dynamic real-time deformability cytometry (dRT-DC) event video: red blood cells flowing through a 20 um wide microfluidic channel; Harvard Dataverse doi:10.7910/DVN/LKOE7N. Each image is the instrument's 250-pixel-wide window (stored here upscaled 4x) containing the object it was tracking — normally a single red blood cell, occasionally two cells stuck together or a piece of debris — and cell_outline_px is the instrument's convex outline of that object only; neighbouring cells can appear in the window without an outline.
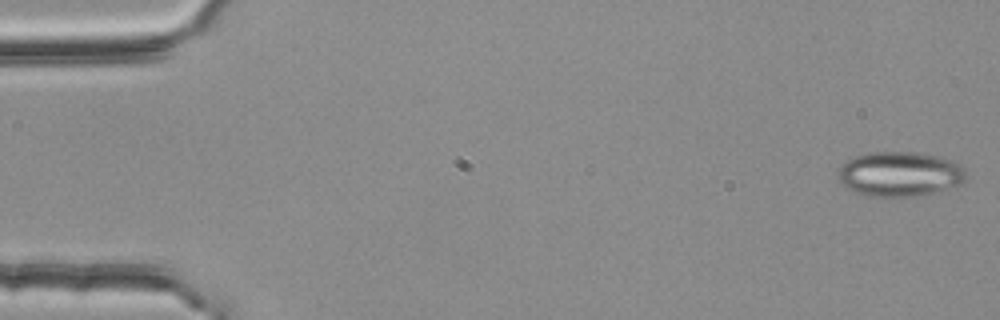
{"species": "common noctule bat (a hibernating species)", "species_latin": "Nyctalus noctula", "temperature_condition": "room temperature", "stored_images_in_passage": 54, "camera_frame_rate_fps": 3000, "um_per_image_px": 0.085, "animal": {"sex": "female", "body_mass_g": 25.1}, "frame": {"image": 1, "passage_image": 1, "time_ms": 0.0, "image_size_px": [1000, 320], "cell_outline_px": [[964, 180], [960, 184], [924, 196], [868, 196], [856, 192], [840, 184], [836, 176], [836, 172], [840, 164], [856, 156], [872, 152], [916, 152], [940, 156], [952, 160], [964, 168]], "centroid_in_image_um": [76.44, 14.79], "position_along_channel_um": 8.6, "area_um2": 33.64}}
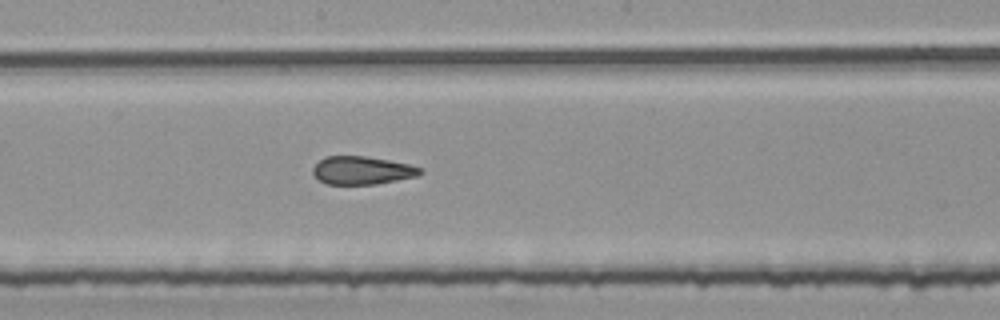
{"frame": {"image": 2, "passage_image": 29, "time_ms": 9.333, "image_size_px": [1000, 320], "cell_outline_px": [[424, 172], [416, 176], [376, 184], [324, 184], [312, 172], [312, 168], [324, 156], [364, 156], [388, 160], [408, 164], [420, 168]], "centroid_in_image_um": [30.75, 14.48], "position_along_channel_um": 217.5, "area_um2": 17.4}}
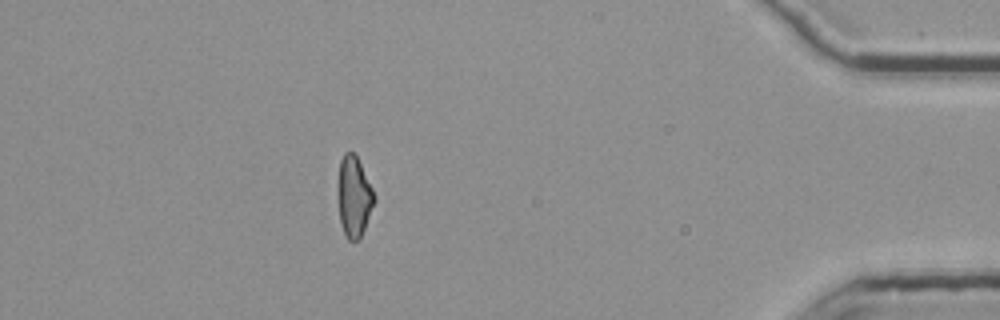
{"frame": {"image": 3, "passage_image": 48, "time_ms": 15.667, "image_size_px": [1000, 320], "cell_outline_px": [[376, 200], [360, 240], [348, 240], [344, 232], [340, 220], [340, 160], [344, 152], [352, 152], [356, 156], [376, 196]], "centroid_in_image_um": [30.14, 16.75], "position_along_channel_um": 405.1, "area_um2": 16.42}, "authors_computed_cell_mechanics": {"area_um2": 18.496, "velocity_mm_per_s": 3.8016, "shape_relaxation_time_tau1_ms": null, "shape_relaxation_time_tau2_ms": 2.1297, "deformation_change_tau1": null, "deformation_change_tau2": 0.1068}}